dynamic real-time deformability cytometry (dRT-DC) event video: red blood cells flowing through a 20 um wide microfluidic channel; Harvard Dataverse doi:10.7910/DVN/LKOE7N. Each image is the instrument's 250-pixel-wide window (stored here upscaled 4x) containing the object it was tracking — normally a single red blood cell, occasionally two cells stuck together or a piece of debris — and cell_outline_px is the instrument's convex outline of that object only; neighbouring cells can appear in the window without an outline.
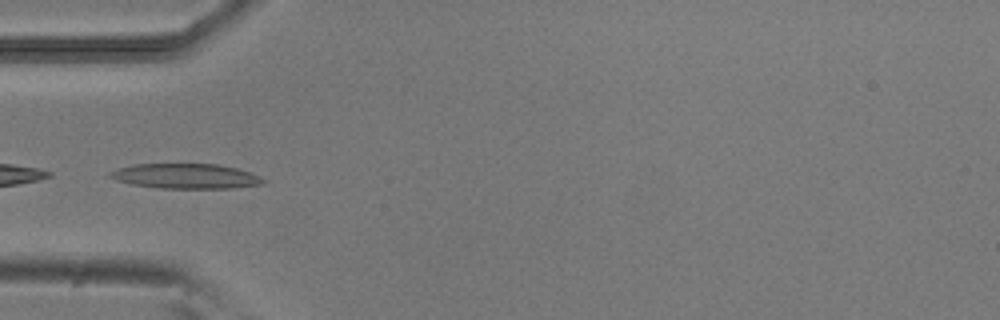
{"species": "common noctule bat (a hibernating species)", "species_latin": "Nyctalus noctula", "temperature_condition": "room temperature", "stored_images_in_passage": 21, "camera_frame_rate_fps": 3000, "um_per_image_px": 0.085, "animal": {"sex": "male", "body_mass_g": 20.5, "forearm_length_mm": 52.5}, "frame": {"image": 1, "passage_image": 15, "time_ms": 4.667, "image_size_px": [1000, 320], "cell_outline_px": [[264, 184], [232, 188], [156, 188], [132, 184], [116, 180], [108, 176], [108, 172], [116, 168], [136, 164], [216, 164], [236, 168], [248, 172], [264, 180]], "centroid_in_image_um": [15.71, 14.97], "position_along_channel_um": 69.3, "area_um2": 22.14}}
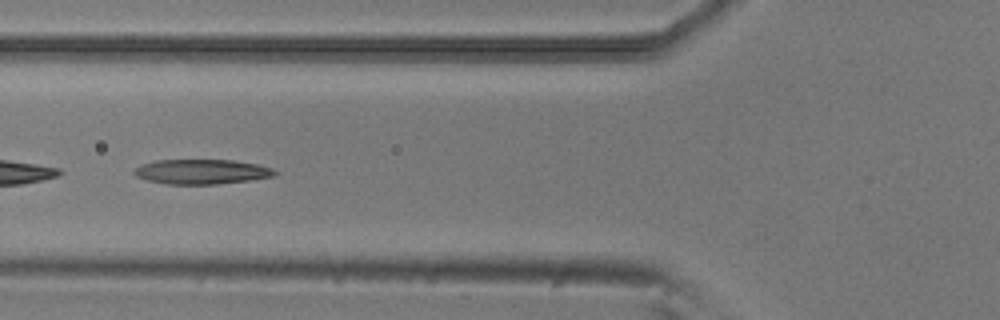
{"frame": {"image": 2, "passage_image": 18, "time_ms": 5.667, "image_size_px": [1000, 320], "cell_outline_px": [[276, 176], [248, 180], [216, 184], [168, 184], [148, 180], [136, 176], [132, 172], [140, 164], [156, 160], [232, 160], [256, 164], [272, 168], [276, 172]], "centroid_in_image_um": [17.12, 14.59], "position_along_channel_um": 108.7, "area_um2": 20.17}}